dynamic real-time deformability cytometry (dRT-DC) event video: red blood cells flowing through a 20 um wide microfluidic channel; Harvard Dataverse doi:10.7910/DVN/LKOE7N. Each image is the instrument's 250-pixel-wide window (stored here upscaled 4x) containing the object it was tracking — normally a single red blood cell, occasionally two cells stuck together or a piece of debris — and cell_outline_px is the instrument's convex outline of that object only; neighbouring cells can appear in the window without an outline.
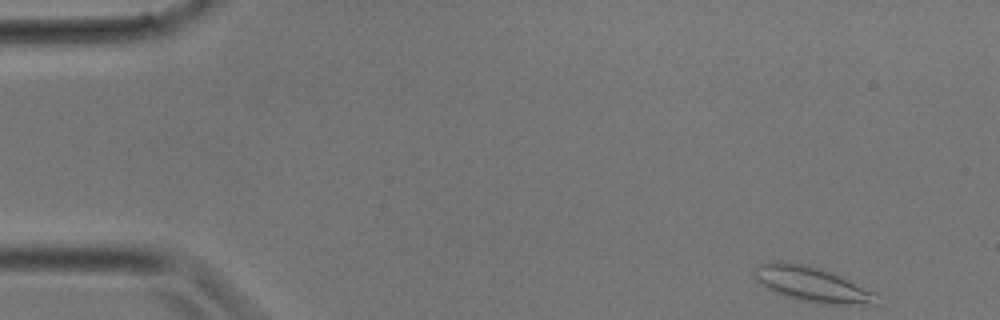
{"species": "common noctule bat (a hibernating species)", "species_latin": "Nyctalus noctula", "temperature_condition": "room temperature", "stored_images_in_passage": 30, "camera_frame_rate_fps": 3000, "um_per_image_px": 0.085, "animal": {"sex": "male", "body_mass_g": 17.9}, "frame": {"image": 1, "passage_image": 1, "time_ms": 0.0, "image_size_px": [1000, 320], "cell_outline_px": [[880, 304], [820, 304], [800, 300], [776, 292], [768, 288], [752, 272], [752, 268], [756, 264], [772, 260], [780, 260], [808, 264], [824, 268], [876, 292]], "centroid_in_image_um": [69.04, 24.12], "position_along_channel_um": 16.0, "area_um2": 25.32}}
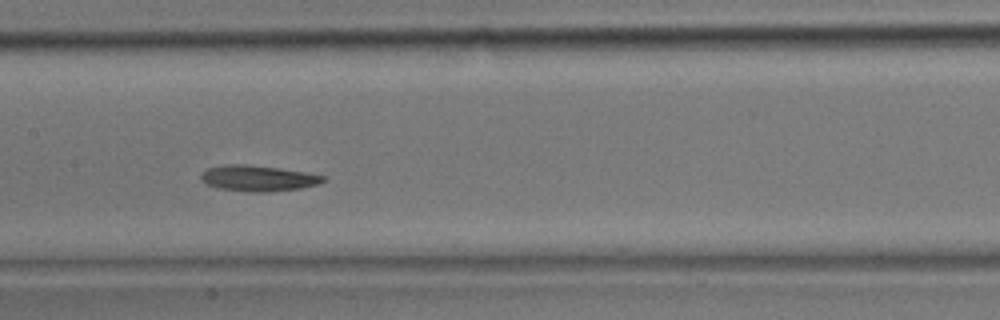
{"frame": {"image": 2, "passage_image": 14, "time_ms": 4.333, "image_size_px": [1000, 320], "cell_outline_px": [[328, 180], [320, 184], [300, 188], [268, 192], [252, 192], [220, 188], [204, 184], [200, 180], [200, 176], [208, 168], [228, 164], [244, 164], [276, 168], [304, 172], [324, 176]], "centroid_in_image_um": [21.94, 15.16], "position_along_channel_um": 185.5, "area_um2": 18.26}}
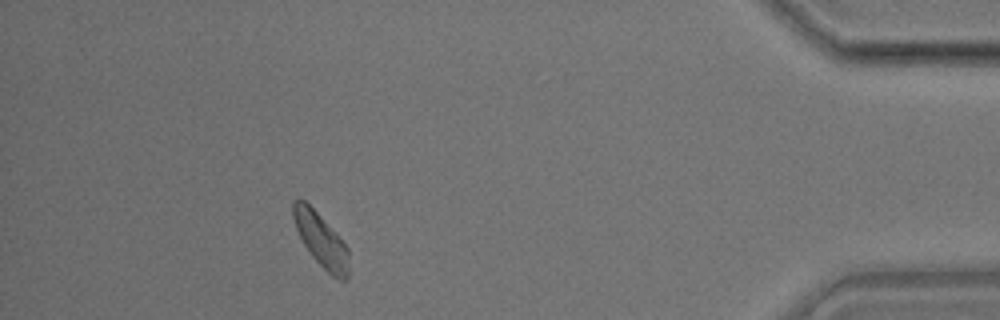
{"frame": {"image": 3, "passage_image": 27, "time_ms": 8.667, "image_size_px": [1000, 320], "cell_outline_px": [[348, 280], [340, 280], [332, 276], [312, 256], [304, 244], [296, 228], [292, 216], [292, 200], [300, 196], [316, 212], [348, 248]], "centroid_in_image_um": [27.25, 20.39], "position_along_channel_um": 407.9, "area_um2": 16.99}}